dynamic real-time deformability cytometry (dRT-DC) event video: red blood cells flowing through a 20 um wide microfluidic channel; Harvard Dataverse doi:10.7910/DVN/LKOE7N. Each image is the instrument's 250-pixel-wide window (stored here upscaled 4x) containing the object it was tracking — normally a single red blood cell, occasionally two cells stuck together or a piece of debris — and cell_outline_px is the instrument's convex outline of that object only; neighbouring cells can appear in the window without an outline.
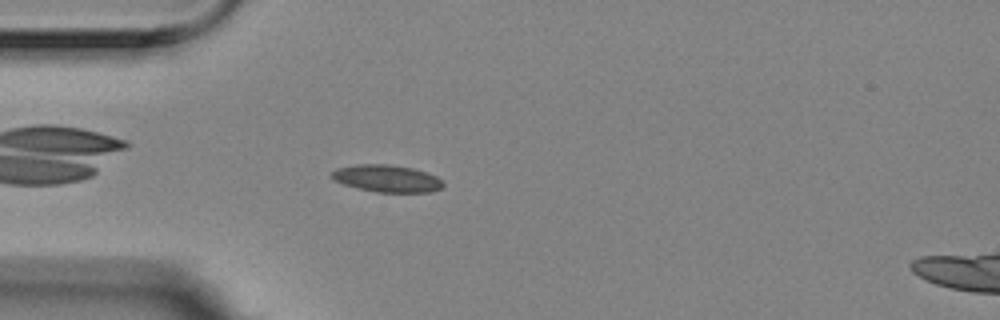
{"species": "Egyptian fruit bat (a non-hibernating species)", "species_latin": "Rousettus aegyptiacus", "temperature_condition": "room temperature", "stored_images_in_passage": 47, "camera_frame_rate_fps": 3000, "um_per_image_px": 0.085, "animal": {"sex": "female"}, "frame": {"image": 1, "passage_image": 6, "time_ms": 1.667, "image_size_px": [1000, 320], "cell_outline_px": [[444, 184], [440, 188], [432, 192], [376, 192], [344, 184], [332, 180], [328, 176], [336, 168], [356, 164], [388, 164], [412, 168], [436, 176]], "centroid_in_image_um": [32.83, 15.16], "position_along_channel_um": 52.2, "area_um2": 17.57}}
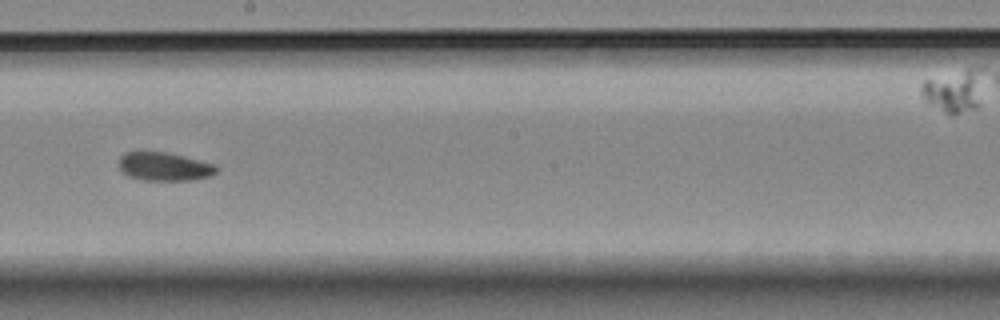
{"frame": {"image": 2, "passage_image": 22, "time_ms": 7.0, "image_size_px": [1000, 320], "cell_outline_px": [[216, 172], [208, 176], [192, 180], [144, 180], [128, 176], [120, 168], [120, 156], [124, 152], [164, 152], [216, 164]], "centroid_in_image_um": [13.95, 14.16], "position_along_channel_um": 234.2, "area_um2": 15.84}}
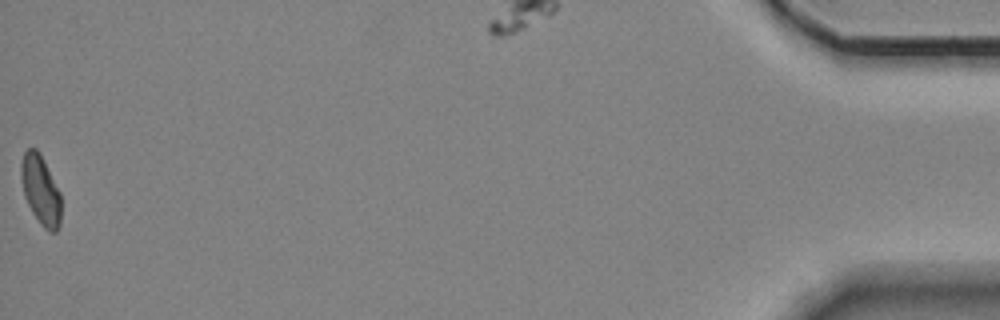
{"frame": {"image": 3, "passage_image": 47, "time_ms": 15.333, "image_size_px": [1000, 320], "cell_outline_px": [[60, 224], [56, 232], [48, 232], [40, 224], [32, 212], [24, 196], [20, 176], [20, 164], [24, 152], [28, 148], [36, 148], [40, 152], [60, 192]], "centroid_in_image_um": [3.44, 16.14], "position_along_channel_um": 431.8, "area_um2": 16.3}, "authors_computed_cell_mechanics": {"area_um2": 16.5886, "velocity_mm_per_s": 3.5434, "shape_relaxation_time_tau1_ms": 9.5324, "shape_relaxation_time_tau2_ms": 5.8501, "deformation_change_tau1": 0.1581, "deformation_change_tau2": 0.1063}}